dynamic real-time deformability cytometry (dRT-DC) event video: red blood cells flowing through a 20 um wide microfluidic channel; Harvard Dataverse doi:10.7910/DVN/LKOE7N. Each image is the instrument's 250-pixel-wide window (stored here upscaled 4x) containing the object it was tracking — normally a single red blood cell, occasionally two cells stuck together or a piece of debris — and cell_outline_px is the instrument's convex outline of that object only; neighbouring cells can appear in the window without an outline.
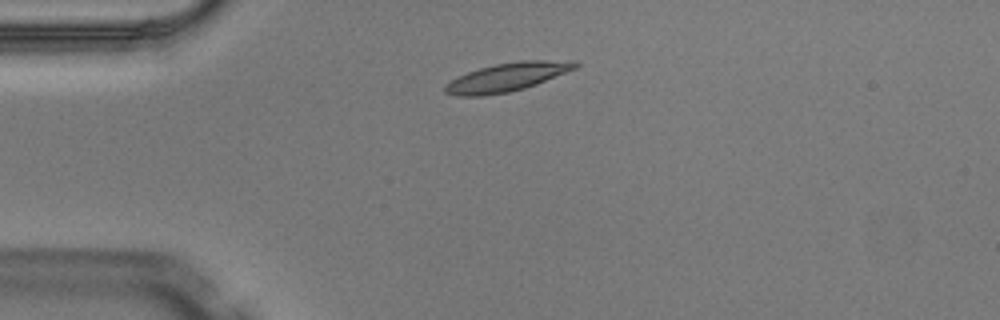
{"species": "Egyptian fruit bat (a non-hibernating species)", "species_latin": "Rousettus aegyptiacus", "temperature_condition": "warm", "stored_images_in_passage": 3, "camera_frame_rate_fps": 3000, "um_per_image_px": 0.085, "animal": {"sex": "male"}, "frame": {"image": 1, "passage_image": 1, "time_ms": 0.0, "image_size_px": [1000, 320], "cell_outline_px": [[580, 64], [576, 68], [536, 84], [524, 88], [508, 92], [480, 96], [460, 96], [444, 92], [444, 84], [468, 72], [480, 68], [496, 64], [520, 60], [576, 60]], "centroid_in_image_um": [43.13, 6.54], "position_along_channel_um": 41.9, "area_um2": 21.44}}